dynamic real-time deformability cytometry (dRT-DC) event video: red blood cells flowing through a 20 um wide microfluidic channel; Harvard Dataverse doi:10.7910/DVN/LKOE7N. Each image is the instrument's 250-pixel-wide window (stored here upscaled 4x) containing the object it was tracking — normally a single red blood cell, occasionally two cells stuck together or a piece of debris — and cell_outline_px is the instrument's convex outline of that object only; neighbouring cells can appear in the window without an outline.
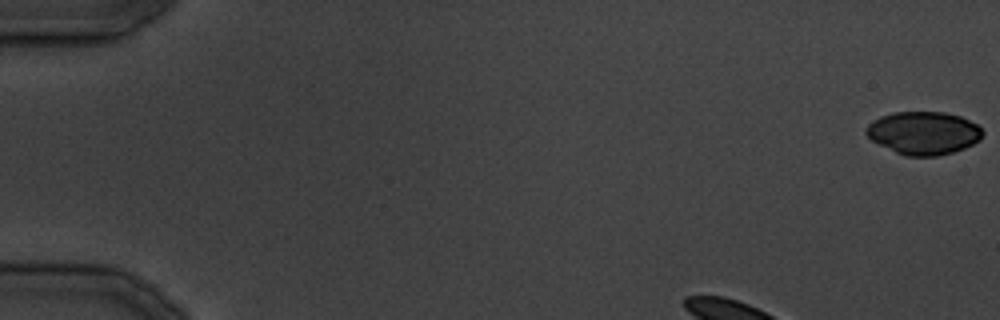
{"species": "common noctule bat (a hibernating species)", "species_latin": "Nyctalus noctula", "temperature_condition": "cold", "stored_images_in_passage": 24, "camera_frame_rate_fps": 3000, "um_per_image_px": 0.085, "animal": {"sex": "male", "body_mass_g": 19.5, "forearm_length_mm": 54.6}, "frame": {"image": 1, "passage_image": 1, "time_ms": 0.0, "image_size_px": [1000, 320], "cell_outline_px": [[984, 132], [980, 140], [964, 148], [952, 152], [936, 156], [904, 156], [872, 140], [864, 132], [868, 124], [872, 120], [880, 116], [896, 112], [944, 112], [960, 116], [976, 124]], "centroid_in_image_um": [78.49, 11.3], "position_along_channel_um": 6.5, "area_um2": 29.02}}